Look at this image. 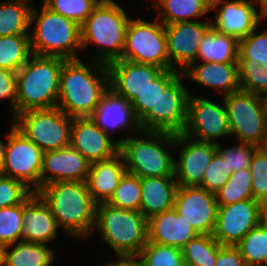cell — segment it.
Instances as JSON below:
<instances>
[{"label": "cell", "instance_id": "obj_1", "mask_svg": "<svg viewBox=\"0 0 267 266\" xmlns=\"http://www.w3.org/2000/svg\"><path fill=\"white\" fill-rule=\"evenodd\" d=\"M108 88L106 64L94 61L89 66L80 58L65 60L60 73L57 107L72 118L90 117Z\"/></svg>", "mask_w": 267, "mask_h": 266}, {"label": "cell", "instance_id": "obj_2", "mask_svg": "<svg viewBox=\"0 0 267 266\" xmlns=\"http://www.w3.org/2000/svg\"><path fill=\"white\" fill-rule=\"evenodd\" d=\"M49 206L59 228L73 237L90 236L95 225L96 203L86 181H56L36 192Z\"/></svg>", "mask_w": 267, "mask_h": 266}, {"label": "cell", "instance_id": "obj_3", "mask_svg": "<svg viewBox=\"0 0 267 266\" xmlns=\"http://www.w3.org/2000/svg\"><path fill=\"white\" fill-rule=\"evenodd\" d=\"M65 60L33 54L17 71L16 116L32 109L57 107L60 73Z\"/></svg>", "mask_w": 267, "mask_h": 266}, {"label": "cell", "instance_id": "obj_4", "mask_svg": "<svg viewBox=\"0 0 267 266\" xmlns=\"http://www.w3.org/2000/svg\"><path fill=\"white\" fill-rule=\"evenodd\" d=\"M148 219L141 211L96 204L93 232L107 243L118 256L137 257L147 244Z\"/></svg>", "mask_w": 267, "mask_h": 266}, {"label": "cell", "instance_id": "obj_5", "mask_svg": "<svg viewBox=\"0 0 267 266\" xmlns=\"http://www.w3.org/2000/svg\"><path fill=\"white\" fill-rule=\"evenodd\" d=\"M139 134L147 137L118 140L127 172L140 178L174 176L175 157L168 150L176 149L175 134L143 130Z\"/></svg>", "mask_w": 267, "mask_h": 266}, {"label": "cell", "instance_id": "obj_6", "mask_svg": "<svg viewBox=\"0 0 267 266\" xmlns=\"http://www.w3.org/2000/svg\"><path fill=\"white\" fill-rule=\"evenodd\" d=\"M34 25V26H33ZM30 36L34 55L78 59L77 50H82L81 26L75 21L57 14L42 5L41 12L31 11Z\"/></svg>", "mask_w": 267, "mask_h": 266}, {"label": "cell", "instance_id": "obj_7", "mask_svg": "<svg viewBox=\"0 0 267 266\" xmlns=\"http://www.w3.org/2000/svg\"><path fill=\"white\" fill-rule=\"evenodd\" d=\"M130 18L114 1L99 2L81 25L82 50L95 43L97 55L93 59L108 65L121 59L125 47V32Z\"/></svg>", "mask_w": 267, "mask_h": 266}, {"label": "cell", "instance_id": "obj_8", "mask_svg": "<svg viewBox=\"0 0 267 266\" xmlns=\"http://www.w3.org/2000/svg\"><path fill=\"white\" fill-rule=\"evenodd\" d=\"M12 120L16 128L43 152L70 146L73 118L59 107L24 111Z\"/></svg>", "mask_w": 267, "mask_h": 266}, {"label": "cell", "instance_id": "obj_9", "mask_svg": "<svg viewBox=\"0 0 267 266\" xmlns=\"http://www.w3.org/2000/svg\"><path fill=\"white\" fill-rule=\"evenodd\" d=\"M222 98L230 136H236L238 142L260 147L267 135V116L262 96L239 90Z\"/></svg>", "mask_w": 267, "mask_h": 266}, {"label": "cell", "instance_id": "obj_10", "mask_svg": "<svg viewBox=\"0 0 267 266\" xmlns=\"http://www.w3.org/2000/svg\"><path fill=\"white\" fill-rule=\"evenodd\" d=\"M148 22L130 19L125 32V47L121 59L170 69L165 27L159 18Z\"/></svg>", "mask_w": 267, "mask_h": 266}, {"label": "cell", "instance_id": "obj_11", "mask_svg": "<svg viewBox=\"0 0 267 266\" xmlns=\"http://www.w3.org/2000/svg\"><path fill=\"white\" fill-rule=\"evenodd\" d=\"M184 72H179L161 91L157 112H148L140 121L143 131L180 134L185 131L190 92L181 83Z\"/></svg>", "mask_w": 267, "mask_h": 266}, {"label": "cell", "instance_id": "obj_12", "mask_svg": "<svg viewBox=\"0 0 267 266\" xmlns=\"http://www.w3.org/2000/svg\"><path fill=\"white\" fill-rule=\"evenodd\" d=\"M6 136L2 175L22 181L36 193L40 189L43 151L16 128L14 121Z\"/></svg>", "mask_w": 267, "mask_h": 266}, {"label": "cell", "instance_id": "obj_13", "mask_svg": "<svg viewBox=\"0 0 267 266\" xmlns=\"http://www.w3.org/2000/svg\"><path fill=\"white\" fill-rule=\"evenodd\" d=\"M218 105L214 101L190 94L188 116L183 132L195 140L217 143L214 140L230 136L229 120L224 101Z\"/></svg>", "mask_w": 267, "mask_h": 266}, {"label": "cell", "instance_id": "obj_14", "mask_svg": "<svg viewBox=\"0 0 267 266\" xmlns=\"http://www.w3.org/2000/svg\"><path fill=\"white\" fill-rule=\"evenodd\" d=\"M179 159L174 161V177L179 186H200L206 168L217 152L216 143L192 140L184 133L175 134Z\"/></svg>", "mask_w": 267, "mask_h": 266}, {"label": "cell", "instance_id": "obj_15", "mask_svg": "<svg viewBox=\"0 0 267 266\" xmlns=\"http://www.w3.org/2000/svg\"><path fill=\"white\" fill-rule=\"evenodd\" d=\"M260 202L243 200L229 205H218L214 239L221 245L236 246L259 224Z\"/></svg>", "mask_w": 267, "mask_h": 266}, {"label": "cell", "instance_id": "obj_16", "mask_svg": "<svg viewBox=\"0 0 267 266\" xmlns=\"http://www.w3.org/2000/svg\"><path fill=\"white\" fill-rule=\"evenodd\" d=\"M164 27L170 69L183 72L196 62L199 44L212 27L211 20L178 22Z\"/></svg>", "mask_w": 267, "mask_h": 266}, {"label": "cell", "instance_id": "obj_17", "mask_svg": "<svg viewBox=\"0 0 267 266\" xmlns=\"http://www.w3.org/2000/svg\"><path fill=\"white\" fill-rule=\"evenodd\" d=\"M174 209L198 234L212 235L218 212L215 193L199 186H178Z\"/></svg>", "mask_w": 267, "mask_h": 266}, {"label": "cell", "instance_id": "obj_18", "mask_svg": "<svg viewBox=\"0 0 267 266\" xmlns=\"http://www.w3.org/2000/svg\"><path fill=\"white\" fill-rule=\"evenodd\" d=\"M253 1L246 0H212L211 10L215 12L212 27L220 33L231 35L238 40L247 37L258 28L262 19L267 18L262 12H257ZM223 3V5H221Z\"/></svg>", "mask_w": 267, "mask_h": 266}, {"label": "cell", "instance_id": "obj_19", "mask_svg": "<svg viewBox=\"0 0 267 266\" xmlns=\"http://www.w3.org/2000/svg\"><path fill=\"white\" fill-rule=\"evenodd\" d=\"M70 146L90 163L110 159L120 149L118 140L110 138L90 117L73 118Z\"/></svg>", "mask_w": 267, "mask_h": 266}, {"label": "cell", "instance_id": "obj_20", "mask_svg": "<svg viewBox=\"0 0 267 266\" xmlns=\"http://www.w3.org/2000/svg\"><path fill=\"white\" fill-rule=\"evenodd\" d=\"M109 87L130 103L165 69L118 59L108 65Z\"/></svg>", "mask_w": 267, "mask_h": 266}, {"label": "cell", "instance_id": "obj_21", "mask_svg": "<svg viewBox=\"0 0 267 266\" xmlns=\"http://www.w3.org/2000/svg\"><path fill=\"white\" fill-rule=\"evenodd\" d=\"M90 164L71 146L43 152L40 188L56 181H86Z\"/></svg>", "mask_w": 267, "mask_h": 266}, {"label": "cell", "instance_id": "obj_22", "mask_svg": "<svg viewBox=\"0 0 267 266\" xmlns=\"http://www.w3.org/2000/svg\"><path fill=\"white\" fill-rule=\"evenodd\" d=\"M91 120L107 135L110 130L142 131L131 103L110 87L103 93L99 104L90 116Z\"/></svg>", "mask_w": 267, "mask_h": 266}, {"label": "cell", "instance_id": "obj_23", "mask_svg": "<svg viewBox=\"0 0 267 266\" xmlns=\"http://www.w3.org/2000/svg\"><path fill=\"white\" fill-rule=\"evenodd\" d=\"M23 231L21 241L48 244L57 237L59 229L49 206L37 194L32 193L22 203Z\"/></svg>", "mask_w": 267, "mask_h": 266}, {"label": "cell", "instance_id": "obj_24", "mask_svg": "<svg viewBox=\"0 0 267 266\" xmlns=\"http://www.w3.org/2000/svg\"><path fill=\"white\" fill-rule=\"evenodd\" d=\"M148 242L182 248L198 235L189 222L172 208L148 219Z\"/></svg>", "mask_w": 267, "mask_h": 266}, {"label": "cell", "instance_id": "obj_25", "mask_svg": "<svg viewBox=\"0 0 267 266\" xmlns=\"http://www.w3.org/2000/svg\"><path fill=\"white\" fill-rule=\"evenodd\" d=\"M126 172L120 152L110 159L91 163L86 184L93 201L96 204L107 202Z\"/></svg>", "mask_w": 267, "mask_h": 266}, {"label": "cell", "instance_id": "obj_26", "mask_svg": "<svg viewBox=\"0 0 267 266\" xmlns=\"http://www.w3.org/2000/svg\"><path fill=\"white\" fill-rule=\"evenodd\" d=\"M183 72L192 81L217 89L221 96L240 90L238 63L193 62Z\"/></svg>", "mask_w": 267, "mask_h": 266}, {"label": "cell", "instance_id": "obj_27", "mask_svg": "<svg viewBox=\"0 0 267 266\" xmlns=\"http://www.w3.org/2000/svg\"><path fill=\"white\" fill-rule=\"evenodd\" d=\"M178 183L174 176L141 178L140 211L149 219L174 208Z\"/></svg>", "mask_w": 267, "mask_h": 266}, {"label": "cell", "instance_id": "obj_28", "mask_svg": "<svg viewBox=\"0 0 267 266\" xmlns=\"http://www.w3.org/2000/svg\"><path fill=\"white\" fill-rule=\"evenodd\" d=\"M239 40L220 33L211 27L203 36L197 51V59L203 62L237 63Z\"/></svg>", "mask_w": 267, "mask_h": 266}, {"label": "cell", "instance_id": "obj_29", "mask_svg": "<svg viewBox=\"0 0 267 266\" xmlns=\"http://www.w3.org/2000/svg\"><path fill=\"white\" fill-rule=\"evenodd\" d=\"M212 0H157L153 7L164 25L186 22L203 17L211 11Z\"/></svg>", "mask_w": 267, "mask_h": 266}, {"label": "cell", "instance_id": "obj_30", "mask_svg": "<svg viewBox=\"0 0 267 266\" xmlns=\"http://www.w3.org/2000/svg\"><path fill=\"white\" fill-rule=\"evenodd\" d=\"M54 259L47 244L19 241L4 247V266H50Z\"/></svg>", "mask_w": 267, "mask_h": 266}, {"label": "cell", "instance_id": "obj_31", "mask_svg": "<svg viewBox=\"0 0 267 266\" xmlns=\"http://www.w3.org/2000/svg\"><path fill=\"white\" fill-rule=\"evenodd\" d=\"M32 8L29 0L0 2V36L30 35Z\"/></svg>", "mask_w": 267, "mask_h": 266}, {"label": "cell", "instance_id": "obj_32", "mask_svg": "<svg viewBox=\"0 0 267 266\" xmlns=\"http://www.w3.org/2000/svg\"><path fill=\"white\" fill-rule=\"evenodd\" d=\"M32 55L29 35L0 36V68L17 73Z\"/></svg>", "mask_w": 267, "mask_h": 266}, {"label": "cell", "instance_id": "obj_33", "mask_svg": "<svg viewBox=\"0 0 267 266\" xmlns=\"http://www.w3.org/2000/svg\"><path fill=\"white\" fill-rule=\"evenodd\" d=\"M220 247L212 235L198 234L181 248L185 266H215Z\"/></svg>", "mask_w": 267, "mask_h": 266}, {"label": "cell", "instance_id": "obj_34", "mask_svg": "<svg viewBox=\"0 0 267 266\" xmlns=\"http://www.w3.org/2000/svg\"><path fill=\"white\" fill-rule=\"evenodd\" d=\"M175 69L164 70L132 102L134 114L140 121L148 112H157V103L161 91L179 73Z\"/></svg>", "mask_w": 267, "mask_h": 266}, {"label": "cell", "instance_id": "obj_35", "mask_svg": "<svg viewBox=\"0 0 267 266\" xmlns=\"http://www.w3.org/2000/svg\"><path fill=\"white\" fill-rule=\"evenodd\" d=\"M215 198L218 205L253 199L249 168L232 173L225 185L215 193Z\"/></svg>", "mask_w": 267, "mask_h": 266}, {"label": "cell", "instance_id": "obj_36", "mask_svg": "<svg viewBox=\"0 0 267 266\" xmlns=\"http://www.w3.org/2000/svg\"><path fill=\"white\" fill-rule=\"evenodd\" d=\"M236 246L247 266H267V230L260 223Z\"/></svg>", "mask_w": 267, "mask_h": 266}, {"label": "cell", "instance_id": "obj_37", "mask_svg": "<svg viewBox=\"0 0 267 266\" xmlns=\"http://www.w3.org/2000/svg\"><path fill=\"white\" fill-rule=\"evenodd\" d=\"M240 90L263 96L267 93V67L253 59H238Z\"/></svg>", "mask_w": 267, "mask_h": 266}, {"label": "cell", "instance_id": "obj_38", "mask_svg": "<svg viewBox=\"0 0 267 266\" xmlns=\"http://www.w3.org/2000/svg\"><path fill=\"white\" fill-rule=\"evenodd\" d=\"M140 201L141 178L126 172L106 203L117 208L140 211Z\"/></svg>", "mask_w": 267, "mask_h": 266}, {"label": "cell", "instance_id": "obj_39", "mask_svg": "<svg viewBox=\"0 0 267 266\" xmlns=\"http://www.w3.org/2000/svg\"><path fill=\"white\" fill-rule=\"evenodd\" d=\"M137 257L145 266H185L181 248L148 241Z\"/></svg>", "mask_w": 267, "mask_h": 266}, {"label": "cell", "instance_id": "obj_40", "mask_svg": "<svg viewBox=\"0 0 267 266\" xmlns=\"http://www.w3.org/2000/svg\"><path fill=\"white\" fill-rule=\"evenodd\" d=\"M23 222L22 204L0 208L1 246L6 247L21 241Z\"/></svg>", "mask_w": 267, "mask_h": 266}, {"label": "cell", "instance_id": "obj_41", "mask_svg": "<svg viewBox=\"0 0 267 266\" xmlns=\"http://www.w3.org/2000/svg\"><path fill=\"white\" fill-rule=\"evenodd\" d=\"M99 0H43V4L51 11L78 23L85 22Z\"/></svg>", "mask_w": 267, "mask_h": 266}, {"label": "cell", "instance_id": "obj_42", "mask_svg": "<svg viewBox=\"0 0 267 266\" xmlns=\"http://www.w3.org/2000/svg\"><path fill=\"white\" fill-rule=\"evenodd\" d=\"M255 28L247 37L239 39L238 59H253L267 67V30L256 32Z\"/></svg>", "mask_w": 267, "mask_h": 266}, {"label": "cell", "instance_id": "obj_43", "mask_svg": "<svg viewBox=\"0 0 267 266\" xmlns=\"http://www.w3.org/2000/svg\"><path fill=\"white\" fill-rule=\"evenodd\" d=\"M217 152L226 158L227 174L231 175L239 170L248 169L256 145L239 142L236 146L223 149L219 142L216 143Z\"/></svg>", "mask_w": 267, "mask_h": 266}, {"label": "cell", "instance_id": "obj_44", "mask_svg": "<svg viewBox=\"0 0 267 266\" xmlns=\"http://www.w3.org/2000/svg\"><path fill=\"white\" fill-rule=\"evenodd\" d=\"M249 171L252 177L253 199L261 202L267 199V154L258 147L252 156Z\"/></svg>", "mask_w": 267, "mask_h": 266}, {"label": "cell", "instance_id": "obj_45", "mask_svg": "<svg viewBox=\"0 0 267 266\" xmlns=\"http://www.w3.org/2000/svg\"><path fill=\"white\" fill-rule=\"evenodd\" d=\"M32 193L22 181L0 174V208L22 204Z\"/></svg>", "mask_w": 267, "mask_h": 266}, {"label": "cell", "instance_id": "obj_46", "mask_svg": "<svg viewBox=\"0 0 267 266\" xmlns=\"http://www.w3.org/2000/svg\"><path fill=\"white\" fill-rule=\"evenodd\" d=\"M230 178L227 174L226 158L216 152L211 162L205 170L203 182L199 186L208 192L216 193L221 189Z\"/></svg>", "mask_w": 267, "mask_h": 266}, {"label": "cell", "instance_id": "obj_47", "mask_svg": "<svg viewBox=\"0 0 267 266\" xmlns=\"http://www.w3.org/2000/svg\"><path fill=\"white\" fill-rule=\"evenodd\" d=\"M10 99L16 117L17 77L16 73L0 68V100Z\"/></svg>", "mask_w": 267, "mask_h": 266}, {"label": "cell", "instance_id": "obj_48", "mask_svg": "<svg viewBox=\"0 0 267 266\" xmlns=\"http://www.w3.org/2000/svg\"><path fill=\"white\" fill-rule=\"evenodd\" d=\"M215 266H247L237 246L221 245Z\"/></svg>", "mask_w": 267, "mask_h": 266}, {"label": "cell", "instance_id": "obj_49", "mask_svg": "<svg viewBox=\"0 0 267 266\" xmlns=\"http://www.w3.org/2000/svg\"><path fill=\"white\" fill-rule=\"evenodd\" d=\"M259 223L267 230V199L260 202Z\"/></svg>", "mask_w": 267, "mask_h": 266}, {"label": "cell", "instance_id": "obj_50", "mask_svg": "<svg viewBox=\"0 0 267 266\" xmlns=\"http://www.w3.org/2000/svg\"><path fill=\"white\" fill-rule=\"evenodd\" d=\"M103 266H130V257L118 256V260L105 263Z\"/></svg>", "mask_w": 267, "mask_h": 266}, {"label": "cell", "instance_id": "obj_51", "mask_svg": "<svg viewBox=\"0 0 267 266\" xmlns=\"http://www.w3.org/2000/svg\"><path fill=\"white\" fill-rule=\"evenodd\" d=\"M6 146H7V143L5 144L4 142L0 140V174H2V170H3L5 154H6Z\"/></svg>", "mask_w": 267, "mask_h": 266}, {"label": "cell", "instance_id": "obj_52", "mask_svg": "<svg viewBox=\"0 0 267 266\" xmlns=\"http://www.w3.org/2000/svg\"><path fill=\"white\" fill-rule=\"evenodd\" d=\"M254 4L259 2V11L267 17V0H254Z\"/></svg>", "mask_w": 267, "mask_h": 266}, {"label": "cell", "instance_id": "obj_53", "mask_svg": "<svg viewBox=\"0 0 267 266\" xmlns=\"http://www.w3.org/2000/svg\"><path fill=\"white\" fill-rule=\"evenodd\" d=\"M130 266H145L138 257H130Z\"/></svg>", "mask_w": 267, "mask_h": 266}, {"label": "cell", "instance_id": "obj_54", "mask_svg": "<svg viewBox=\"0 0 267 266\" xmlns=\"http://www.w3.org/2000/svg\"><path fill=\"white\" fill-rule=\"evenodd\" d=\"M0 266H4V247L0 245Z\"/></svg>", "mask_w": 267, "mask_h": 266}, {"label": "cell", "instance_id": "obj_55", "mask_svg": "<svg viewBox=\"0 0 267 266\" xmlns=\"http://www.w3.org/2000/svg\"><path fill=\"white\" fill-rule=\"evenodd\" d=\"M260 148H262V150L267 154V135H266L262 145L260 146Z\"/></svg>", "mask_w": 267, "mask_h": 266}, {"label": "cell", "instance_id": "obj_56", "mask_svg": "<svg viewBox=\"0 0 267 266\" xmlns=\"http://www.w3.org/2000/svg\"><path fill=\"white\" fill-rule=\"evenodd\" d=\"M262 98H263V102H264L265 113H266V116H267V93L264 94V95L262 96Z\"/></svg>", "mask_w": 267, "mask_h": 266}, {"label": "cell", "instance_id": "obj_57", "mask_svg": "<svg viewBox=\"0 0 267 266\" xmlns=\"http://www.w3.org/2000/svg\"><path fill=\"white\" fill-rule=\"evenodd\" d=\"M100 2H112V0H99Z\"/></svg>", "mask_w": 267, "mask_h": 266}]
</instances>
